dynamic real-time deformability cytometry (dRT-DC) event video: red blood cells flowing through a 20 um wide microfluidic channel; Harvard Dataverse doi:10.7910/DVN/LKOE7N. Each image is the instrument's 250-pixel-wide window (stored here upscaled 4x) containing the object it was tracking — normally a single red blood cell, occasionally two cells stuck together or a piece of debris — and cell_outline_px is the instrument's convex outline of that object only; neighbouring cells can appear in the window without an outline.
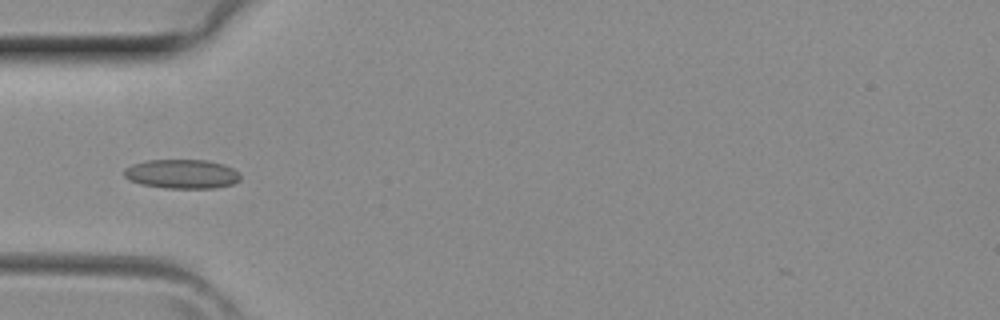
{"species": "common noctule bat (a hibernating species)", "species_latin": "Nyctalus noctula", "temperature_condition": "room temperature", "stored_images_in_passage": 2, "camera_frame_rate_fps": 3000, "um_per_image_px": 0.085, "animal": {"sex": "female", "body_mass_g": 29.2, "forearm_length_mm": 56.3}, "frame": {"image": 1, "passage_image": 2, "time_ms": 0.333, "image_size_px": [1000, 320], "cell_outline_px": [[240, 180], [232, 184], [216, 188], [164, 188], [140, 184], [128, 180], [124, 176], [124, 168], [132, 164], [148, 160], [208, 160], [224, 164], [232, 168], [240, 176]], "centroid_in_image_um": [15.43, 14.79], "position_along_channel_um": 69.6, "area_um2": 19.88}}